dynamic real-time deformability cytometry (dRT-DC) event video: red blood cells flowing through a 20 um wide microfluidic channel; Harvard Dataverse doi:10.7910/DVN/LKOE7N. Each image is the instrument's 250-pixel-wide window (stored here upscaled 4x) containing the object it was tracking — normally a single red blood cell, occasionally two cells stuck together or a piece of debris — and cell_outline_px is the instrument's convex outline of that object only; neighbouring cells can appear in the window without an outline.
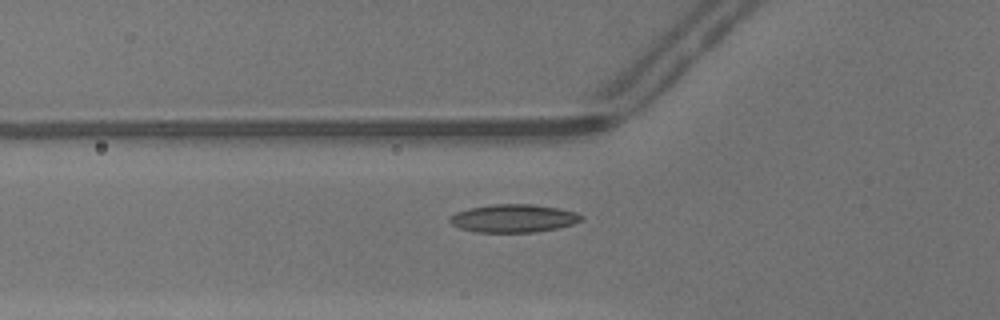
{"species": "common noctule bat (a hibernating species)", "species_latin": "Nyctalus noctula", "temperature_condition": "warm", "stored_images_in_passage": 35, "camera_frame_rate_fps": 3000, "um_per_image_px": 0.085, "animal": {"sex": "male", "body_mass_g": 13.3}, "frame": {"image": 1, "passage_image": 4, "time_ms": 1.0, "image_size_px": [1000, 320], "cell_outline_px": [[584, 220], [572, 224], [556, 228], [536, 232], [476, 232], [460, 228], [452, 224], [448, 220], [456, 212], [468, 208], [492, 204], [532, 204], [556, 208], [576, 212], [584, 216]], "centroid_in_image_um": [43.66, 18.55], "position_along_channel_um": 82.1, "area_um2": 21.44}}
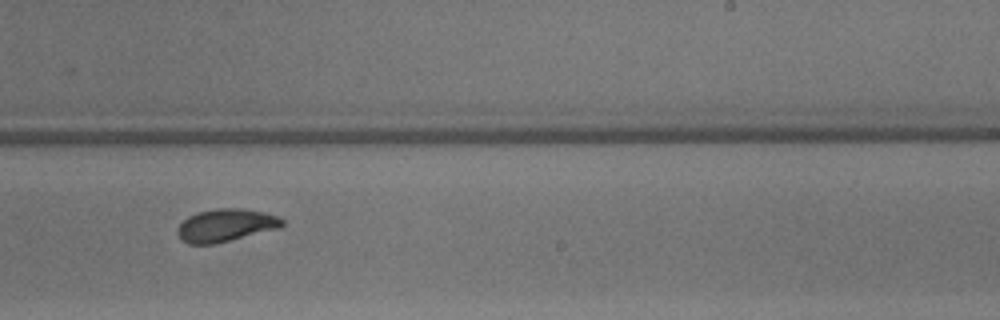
{"frame": {"image": 2, "passage_image": 17, "time_ms": 5.333, "image_size_px": [1000, 320], "cell_outline_px": [[284, 224], [280, 228], [212, 244], [188, 244], [180, 240], [176, 232], [180, 224], [188, 216], [200, 212], [216, 208], [240, 208], [264, 212], [276, 216], [284, 220]], "centroid_in_image_um": [19.17, 19.15], "position_along_channel_um": 269.8, "area_um2": 19.83}}
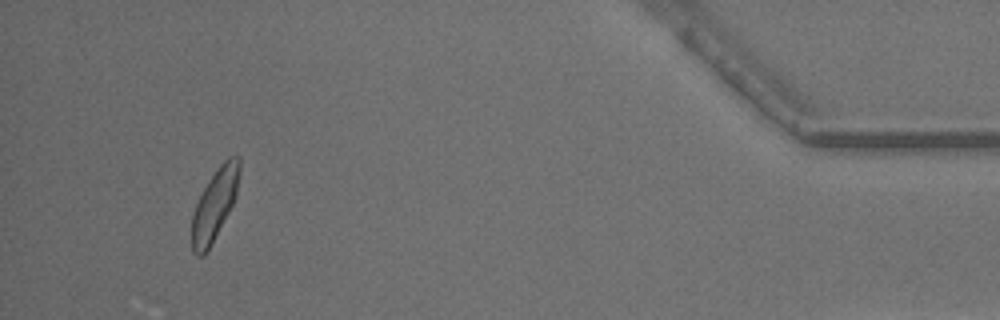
{"frame": {"image": 3, "passage_image": 32, "time_ms": 10.333, "image_size_px": [1000, 320], "cell_outline_px": [[240, 172], [236, 196], [228, 212], [204, 256], [196, 256], [192, 252], [192, 216], [196, 204], [208, 180], [216, 168], [228, 156], [240, 156]], "centroid_in_image_um": [18.25, 17.35], "position_along_channel_um": 417.0, "area_um2": 19.48}, "authors_computed_cell_mechanics": {"area_um2": 19.8254, "velocity_mm_per_s": 4.3189, "shape_relaxation_time_tau1_ms": 2.5409, "shape_relaxation_time_tau2_ms": 1.182, "deformation_change_tau1": 0.1063, "deformation_change_tau2": 0.0572}}